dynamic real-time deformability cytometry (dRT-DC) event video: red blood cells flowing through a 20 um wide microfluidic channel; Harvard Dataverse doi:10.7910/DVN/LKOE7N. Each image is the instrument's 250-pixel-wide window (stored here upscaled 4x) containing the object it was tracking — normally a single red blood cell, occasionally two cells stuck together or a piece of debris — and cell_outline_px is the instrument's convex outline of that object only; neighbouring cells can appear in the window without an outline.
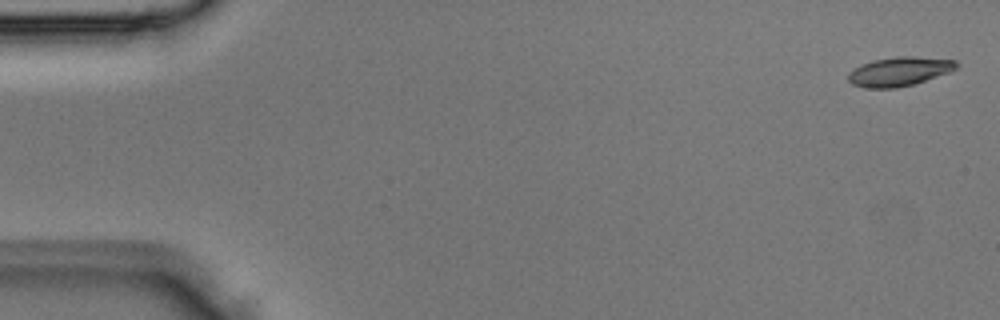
{"species": "Egyptian fruit bat (a non-hibernating species)", "species_latin": "Rousettus aegyptiacus", "temperature_condition": "room temperature", "stored_images_in_passage": 3, "camera_frame_rate_fps": 3000, "um_per_image_px": 0.085, "animal": {"sex": "male"}, "frame": {"image": 1, "passage_image": 1, "time_ms": 0.0, "image_size_px": [1000, 320], "cell_outline_px": [[960, 64], [956, 68], [948, 72], [912, 84], [896, 88], [864, 88], [852, 84], [848, 80], [848, 72], [860, 64], [872, 60], [896, 56], [916, 56], [956, 60]], "centroid_in_image_um": [76.4, 6.06], "position_along_channel_um": 8.6, "area_um2": 18.38}}